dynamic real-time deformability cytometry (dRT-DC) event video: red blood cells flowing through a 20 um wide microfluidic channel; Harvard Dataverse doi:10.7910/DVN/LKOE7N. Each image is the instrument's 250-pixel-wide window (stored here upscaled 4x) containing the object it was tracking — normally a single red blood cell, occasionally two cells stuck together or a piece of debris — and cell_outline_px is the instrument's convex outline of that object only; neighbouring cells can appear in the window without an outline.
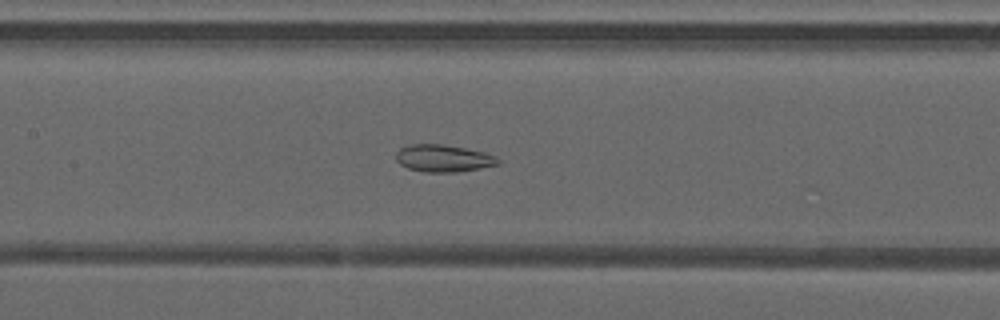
{"species": "common noctule bat (a hibernating species)", "species_latin": "Nyctalus noctula", "temperature_condition": "warm", "stored_images_in_passage": 49, "camera_frame_rate_fps": 3000, "um_per_image_px": 0.085, "animal": {"sex": "male", "forearm_length_mm": 52.5}, "frame": {"image": 1, "passage_image": 23, "time_ms": 7.333, "image_size_px": [1000, 320], "cell_outline_px": [[500, 164], [480, 168], [456, 172], [424, 172], [408, 168], [400, 164], [396, 160], [396, 152], [400, 148], [412, 144], [444, 144], [484, 152], [496, 156], [500, 160]], "centroid_in_image_um": [37.69, 13.45], "position_along_channel_um": 169.7, "area_um2": 16.18}}
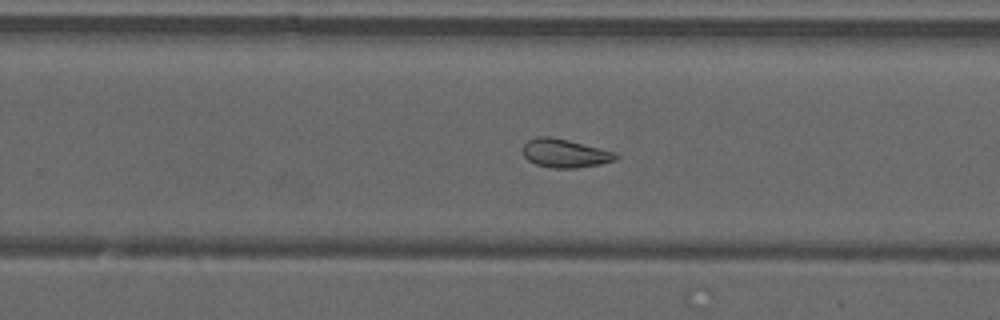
{"frame": {"image": 2, "passage_image": 31, "time_ms": 10.0, "image_size_px": [1000, 320], "cell_outline_px": [[620, 156], [616, 160], [600, 164], [576, 168], [552, 168], [536, 164], [528, 160], [524, 156], [524, 144], [528, 140], [536, 136], [552, 136], [616, 152]], "centroid_in_image_um": [48.04, 13.02], "position_along_channel_um": 281.8, "area_um2": 15.49}}
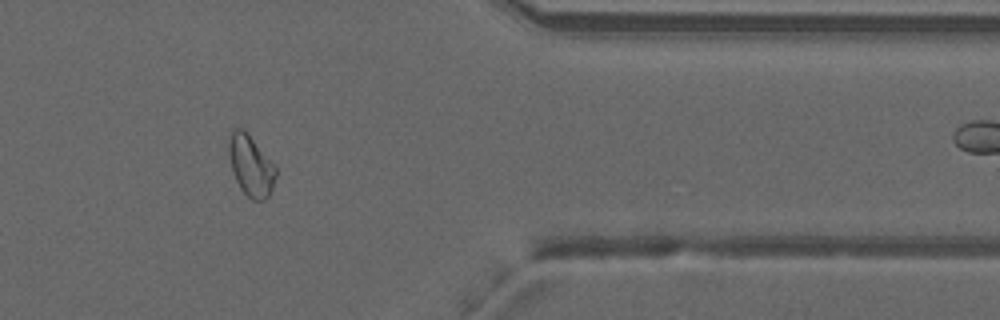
{"frame": {"image": 3, "passage_image": 40, "time_ms": 13.0, "image_size_px": [1000, 320], "cell_outline_px": [[276, 176], [272, 188], [268, 196], [264, 200], [252, 200], [240, 188], [232, 172], [228, 156], [228, 136], [232, 128], [244, 128], [248, 132], [276, 168]], "centroid_in_image_um": [21.27, 14.03], "position_along_channel_um": 390.1, "area_um2": 16.82}, "authors_computed_cell_mechanics": {"area_um2": 18.8428, "velocity_mm_per_s": 4.2197, "shape_relaxation_time_tau1_ms": null, "shape_relaxation_time_tau2_ms": 3.446, "deformation_change_tau1": null, "deformation_change_tau2": 0.0929}}